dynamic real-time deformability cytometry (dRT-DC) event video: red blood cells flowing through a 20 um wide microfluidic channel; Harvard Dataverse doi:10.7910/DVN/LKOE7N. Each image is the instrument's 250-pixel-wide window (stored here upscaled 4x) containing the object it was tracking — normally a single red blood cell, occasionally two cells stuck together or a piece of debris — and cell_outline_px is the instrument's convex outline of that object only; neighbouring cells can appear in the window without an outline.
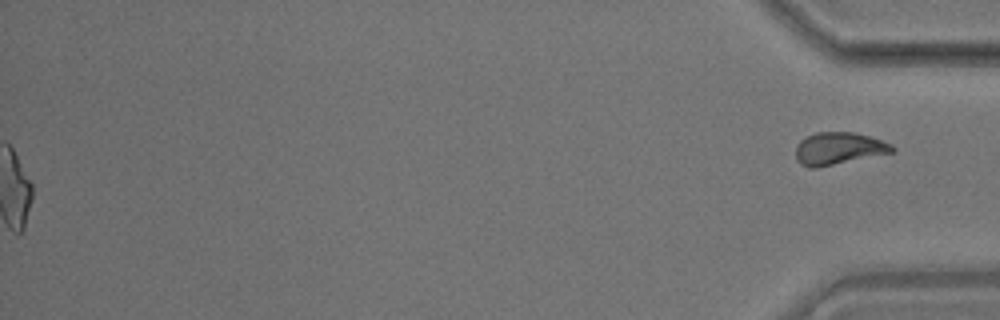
{"species": "common noctule bat (a hibernating species)", "species_latin": "Nyctalus noctula", "temperature_condition": "room temperature", "stored_images_in_passage": 43, "segment_of_instrument_passage": [2, 2], "camera_frame_rate_fps": 3000, "um_per_image_px": 0.085, "animal": {"sex": "male", "body_mass_g": 17.9}, "frame": {"image": 1, "passage_image": 43, "time_ms": 14.0, "image_size_px": [1000, 320], "cell_outline_px": [[896, 152], [816, 168], [812, 168], [800, 164], [796, 160], [796, 144], [800, 140], [816, 132], [856, 132], [892, 144], [896, 148]], "centroid_in_image_um": [71.3, 12.63], "position_along_channel_um": 363.9, "area_um2": 18.32}}